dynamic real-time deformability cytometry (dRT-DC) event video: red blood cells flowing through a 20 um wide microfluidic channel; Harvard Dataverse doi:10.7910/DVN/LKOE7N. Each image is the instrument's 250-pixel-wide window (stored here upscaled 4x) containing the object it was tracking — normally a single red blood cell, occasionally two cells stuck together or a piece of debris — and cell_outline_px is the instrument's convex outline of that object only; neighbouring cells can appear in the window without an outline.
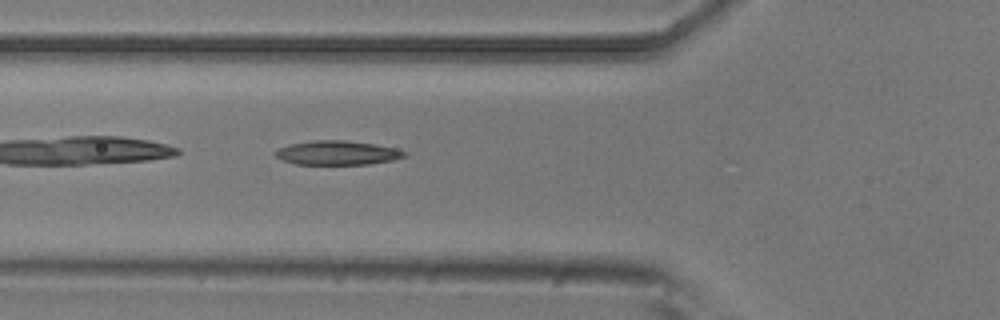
{"species": "common noctule bat (a hibernating species)", "species_latin": "Nyctalus noctula", "temperature_condition": "room temperature", "stored_images_in_passage": 5, "camera_frame_rate_fps": 3000, "um_per_image_px": 0.085, "animal": {"sex": "male", "body_mass_g": 20.5, "forearm_length_mm": 52.5}, "frame": {"image": 1, "passage_image": 5, "time_ms": 1.333, "image_size_px": [1000, 320], "cell_outline_px": [[408, 156], [392, 160], [368, 164], [296, 164], [284, 160], [276, 156], [276, 152], [280, 148], [292, 144], [312, 140], [344, 140], [372, 144], [396, 148], [408, 152]], "centroid_in_image_um": [28.74, 12.99], "position_along_channel_um": 97.1, "area_um2": 17.92}}